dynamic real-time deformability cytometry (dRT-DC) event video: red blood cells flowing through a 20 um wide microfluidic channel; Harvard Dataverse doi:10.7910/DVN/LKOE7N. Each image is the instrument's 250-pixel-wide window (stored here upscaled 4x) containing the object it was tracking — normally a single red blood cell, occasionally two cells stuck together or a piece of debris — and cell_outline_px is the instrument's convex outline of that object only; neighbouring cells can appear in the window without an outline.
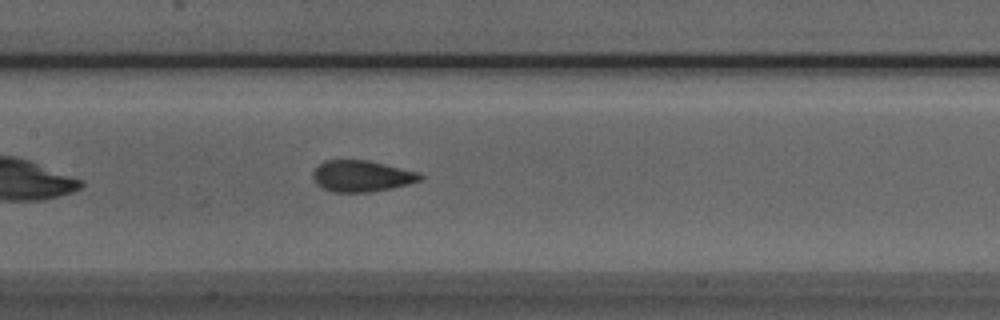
{"species": "Egyptian fruit bat (a non-hibernating species)", "species_latin": "Rousettus aegyptiacus", "temperature_condition": "room temperature", "stored_images_in_passage": 23, "camera_frame_rate_fps": 3000, "um_per_image_px": 0.085, "animal": {"sex": "male"}, "frame": {"image": 1, "passage_image": 10, "time_ms": 3.0, "image_size_px": [1000, 320], "cell_outline_px": [[424, 180], [392, 188], [372, 192], [332, 192], [316, 184], [312, 176], [312, 172], [324, 160], [368, 160], [420, 172], [424, 176]], "centroid_in_image_um": [30.78, 14.97], "position_along_channel_um": 176.6, "area_um2": 19.77}}
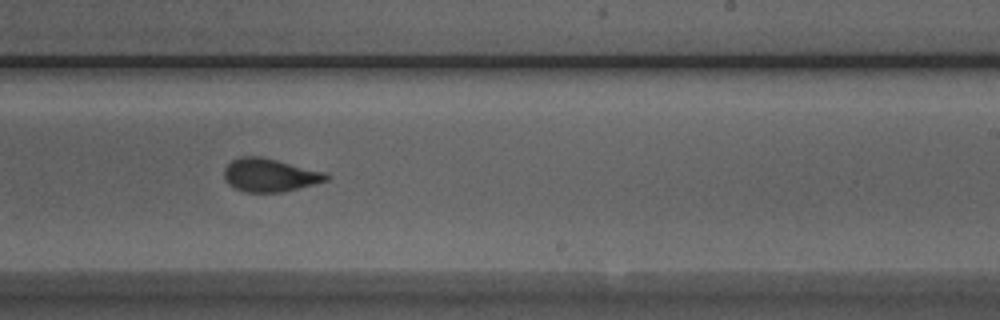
{"frame": {"image": 2, "passage_image": 17, "time_ms": 5.333, "image_size_px": [1000, 320], "cell_outline_px": [[332, 176], [328, 180], [316, 184], [284, 192], [244, 192], [228, 184], [224, 180], [224, 168], [232, 160], [240, 156], [260, 156], [324, 172]], "centroid_in_image_um": [22.93, 14.89], "position_along_channel_um": 266.1, "area_um2": 19.83}}
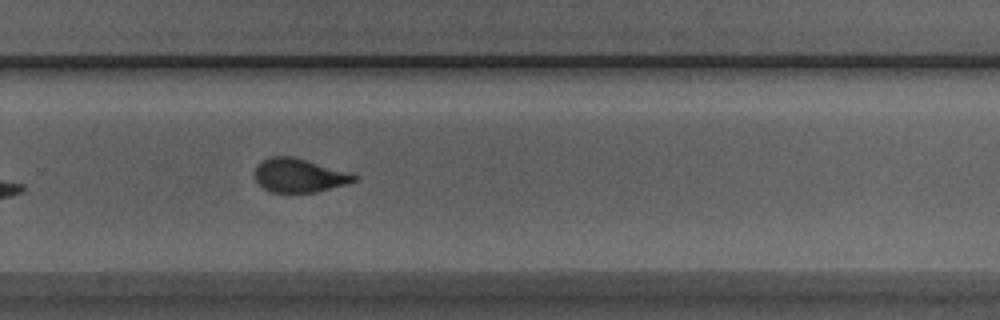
{"frame": {"image": 3, "passage_image": 20, "time_ms": 6.333, "image_size_px": [1000, 320], "cell_outline_px": [[360, 176], [356, 180], [344, 184], [316, 192], [268, 192], [256, 180], [252, 172], [256, 164], [272, 156], [292, 156], [348, 172]], "centroid_in_image_um": [25.37, 14.91], "position_along_channel_um": 304.4, "area_um2": 19.42}}